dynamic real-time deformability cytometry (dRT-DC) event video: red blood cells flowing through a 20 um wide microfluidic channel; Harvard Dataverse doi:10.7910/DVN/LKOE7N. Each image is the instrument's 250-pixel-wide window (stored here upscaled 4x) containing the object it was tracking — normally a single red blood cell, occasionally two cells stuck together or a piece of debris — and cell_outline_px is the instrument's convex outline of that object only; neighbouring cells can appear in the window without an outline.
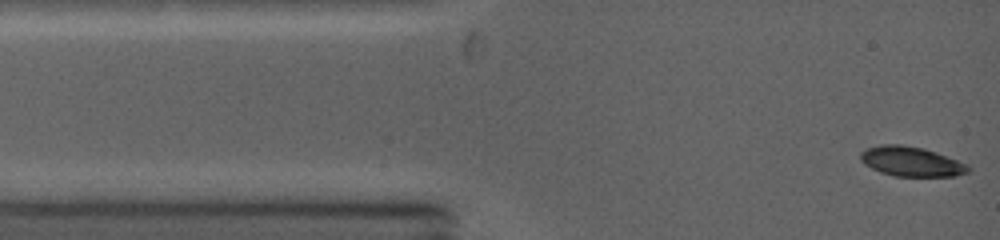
{"species": "common noctule bat (a hibernating species)", "species_latin": "Nyctalus noctula", "temperature_condition": "warm", "stored_images_in_passage": 49, "camera_frame_rate_fps": 5000, "um_per_image_px": 0.085, "animal": {"sex": "female", "body_mass_g": 19.0, "forearm_length_mm": 53.3}, "frame": {"image": 1, "passage_image": 1, "time_ms": 0.0, "image_size_px": [1000, 240], "cell_outline_px": [[972, 168], [968, 172], [956, 176], [896, 176], [880, 172], [864, 164], [860, 160], [860, 152], [868, 148], [880, 144], [900, 144], [924, 148], [936, 152], [968, 164]], "centroid_in_image_um": [77.47, 13.72], "position_along_channel_um": 7.5, "area_um2": 18.73}}
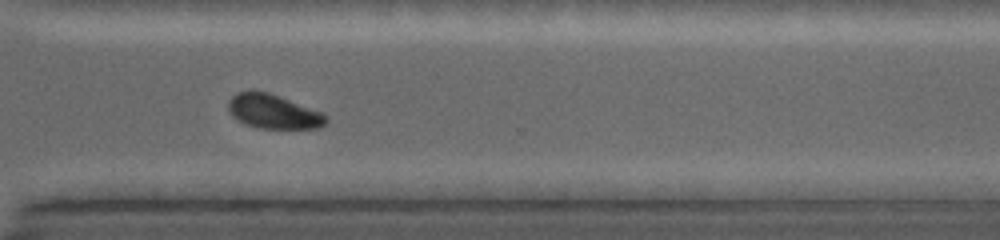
{"frame": {"image": 2, "passage_image": 36, "time_ms": 9.2, "image_size_px": [1000, 240], "cell_outline_px": [[328, 120], [320, 128], [256, 128], [244, 124], [232, 116], [228, 108], [228, 100], [236, 92], [268, 92], [324, 112]], "centroid_in_image_um": [23.25, 9.49], "position_along_channel_um": 347.4, "area_um2": 19.48}}
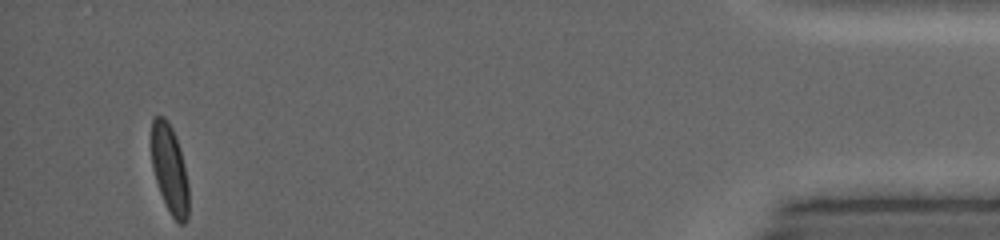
{"frame": {"image": 3, "passage_image": 49, "time_ms": 13.2, "image_size_px": [1000, 240], "cell_outline_px": [[188, 216], [184, 224], [180, 224], [172, 216], [160, 192], [152, 168], [152, 120], [156, 116], [164, 116], [168, 120], [176, 136], [180, 148], [188, 184]], "centroid_in_image_um": [14.42, 14.35], "position_along_channel_um": 420.8, "area_um2": 19.02}, "authors_computed_cell_mechanics": {"area_um2": 19.7676, "velocity_mm_per_s": 4.2903, "shape_relaxation_time_tau1_ms": 4.5891, "shape_relaxation_time_tau2_ms": null, "deformation_change_tau1": 0.1934, "deformation_change_tau2": null}}